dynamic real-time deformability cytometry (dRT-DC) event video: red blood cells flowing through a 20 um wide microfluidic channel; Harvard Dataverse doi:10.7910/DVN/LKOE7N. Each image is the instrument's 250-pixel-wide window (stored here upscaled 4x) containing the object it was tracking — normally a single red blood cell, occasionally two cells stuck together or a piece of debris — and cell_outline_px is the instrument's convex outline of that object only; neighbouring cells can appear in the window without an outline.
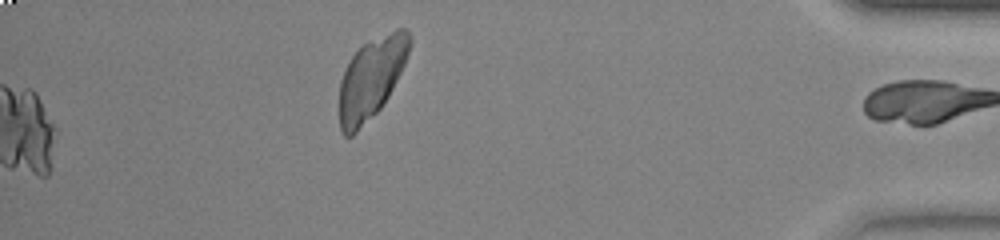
{"species": "common noctule bat (a hibernating species)", "species_latin": "Nyctalus noctula", "temperature_condition": "warm", "stored_images_in_passage": 35, "camera_frame_rate_fps": 3000, "um_per_image_px": 0.085, "animal": {"sex": "female", "body_mass_g": 23.0, "forearm_length_mm": 53.4}, "frame": {"image": 1, "passage_image": 35, "time_ms": 11.333, "image_size_px": [1000, 240], "cell_outline_px": [[412, 40], [404, 64], [388, 96], [380, 108], [352, 136], [344, 136], [340, 132], [340, 80], [352, 56], [368, 40], [396, 28], [408, 28], [412, 36]], "centroid_in_image_um": [31.57, 6.61], "position_along_channel_um": 403.6, "area_um2": 32.89}}